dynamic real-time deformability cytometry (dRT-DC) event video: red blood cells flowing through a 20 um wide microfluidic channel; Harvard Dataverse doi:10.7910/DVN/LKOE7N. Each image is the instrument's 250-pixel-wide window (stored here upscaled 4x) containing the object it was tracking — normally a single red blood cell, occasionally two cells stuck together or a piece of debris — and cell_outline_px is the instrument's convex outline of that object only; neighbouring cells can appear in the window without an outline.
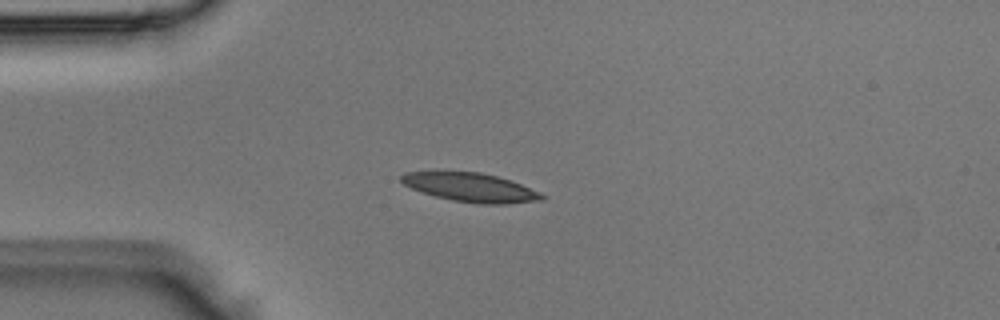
{"species": "Egyptian fruit bat (a non-hibernating species)", "species_latin": "Rousettus aegyptiacus", "temperature_condition": "room temperature", "stored_images_in_passage": 38, "camera_frame_rate_fps": 3000, "um_per_image_px": 0.085, "animal": {"sex": "male"}, "frame": {"image": 1, "passage_image": 1, "time_ms": 0.0, "image_size_px": [1000, 320], "cell_outline_px": [[548, 196], [544, 200], [508, 204], [480, 204], [452, 200], [420, 192], [404, 184], [400, 180], [400, 176], [404, 172], [432, 168], [480, 172], [512, 180], [540, 192]], "centroid_in_image_um": [39.94, 15.88], "position_along_channel_um": 45.1, "area_um2": 24.8}}
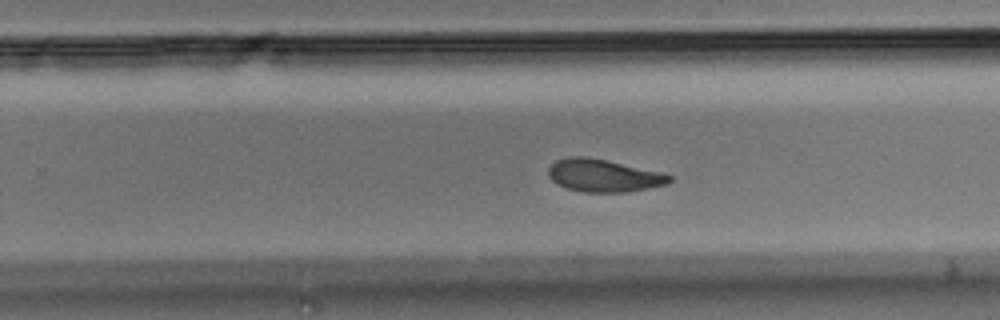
{"frame": {"image": 2, "passage_image": 20, "time_ms": 6.333, "image_size_px": [1000, 320], "cell_outline_px": [[672, 180], [668, 184], [628, 192], [584, 192], [568, 188], [556, 184], [548, 176], [548, 168], [556, 160], [568, 156], [584, 156], [604, 160], [660, 172], [672, 176]], "centroid_in_image_um": [51.27, 14.93], "position_along_channel_um": 278.5, "area_um2": 22.83}}
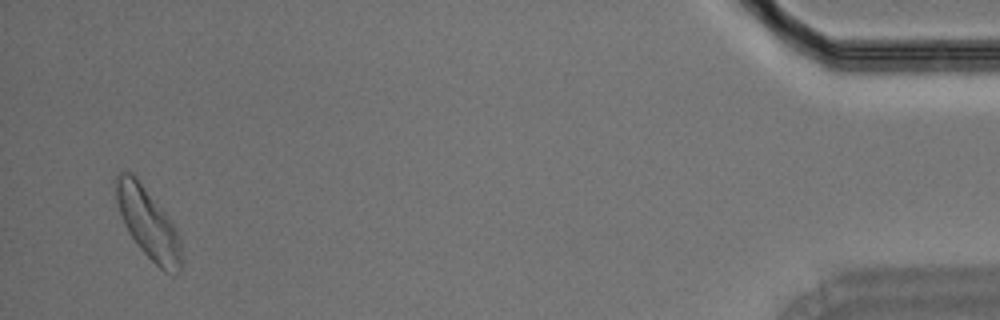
{"frame": {"image": 3, "passage_image": 37, "time_ms": 12.0, "image_size_px": [1000, 320], "cell_outline_px": [[180, 272], [172, 276], [164, 272], [136, 244], [124, 224], [116, 200], [112, 180], [120, 172], [132, 172], [136, 176], [172, 220], [180, 244]], "centroid_in_image_um": [12.55, 18.93], "position_along_channel_um": 422.7, "area_um2": 26.88}}